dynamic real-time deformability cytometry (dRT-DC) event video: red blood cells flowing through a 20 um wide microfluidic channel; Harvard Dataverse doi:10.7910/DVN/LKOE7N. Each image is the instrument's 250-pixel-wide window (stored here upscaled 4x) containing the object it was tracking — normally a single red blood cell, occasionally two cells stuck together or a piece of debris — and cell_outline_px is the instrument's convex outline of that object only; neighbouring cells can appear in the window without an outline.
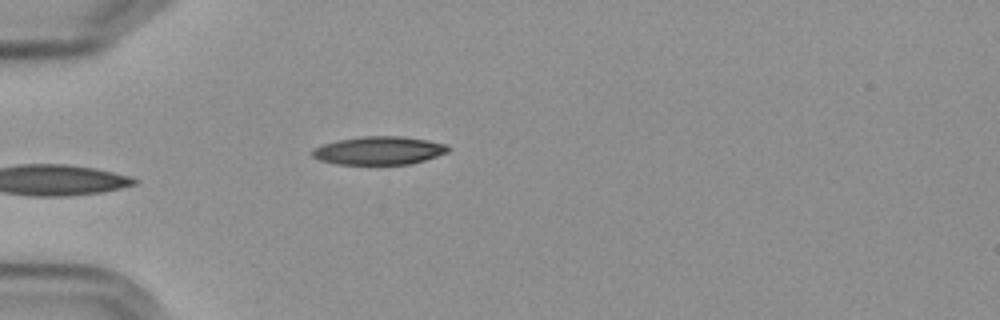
{"species": "Egyptian fruit bat (a non-hibernating species)", "species_latin": "Rousettus aegyptiacus", "temperature_condition": "cold", "stored_images_in_passage": 6, "camera_frame_rate_fps": 3000, "um_per_image_px": 0.085, "frame": {"image": 1, "passage_image": 6, "time_ms": 5.667, "image_size_px": [1000, 320], "cell_outline_px": [[448, 152], [424, 160], [408, 164], [336, 164], [320, 160], [312, 156], [312, 148], [324, 144], [340, 140], [364, 136], [404, 136], [444, 144], [448, 148]], "centroid_in_image_um": [32.17, 12.8], "position_along_channel_um": 52.8, "area_um2": 21.96}}